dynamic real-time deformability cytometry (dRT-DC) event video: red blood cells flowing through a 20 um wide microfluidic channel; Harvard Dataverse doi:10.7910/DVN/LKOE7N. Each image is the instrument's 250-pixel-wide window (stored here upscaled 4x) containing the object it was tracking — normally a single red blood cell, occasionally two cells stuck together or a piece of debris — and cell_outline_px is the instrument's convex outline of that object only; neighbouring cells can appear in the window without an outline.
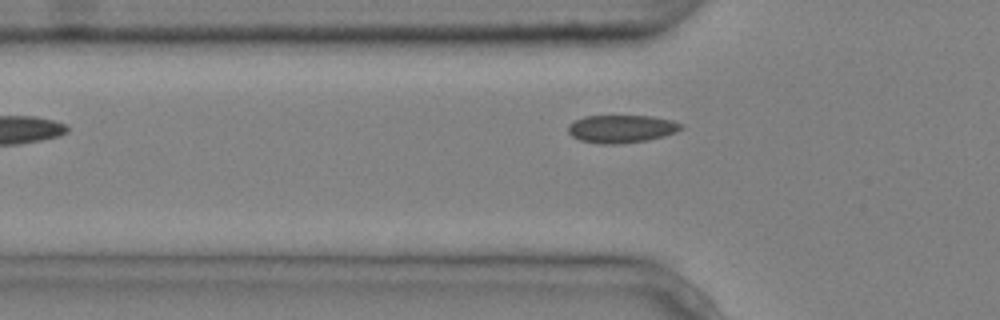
{"species": "common noctule bat (a hibernating species)", "species_latin": "Nyctalus noctula", "temperature_condition": "cold", "stored_images_in_passage": 5, "camera_frame_rate_fps": 3000, "um_per_image_px": 0.085, "animal": {"sex": "male", "body_mass_g": 20.4}, "frame": {"image": 1, "passage_image": 5, "time_ms": 1.333, "image_size_px": [1000, 320], "cell_outline_px": [[684, 128], [676, 132], [664, 136], [648, 140], [620, 144], [600, 144], [580, 140], [572, 136], [568, 132], [568, 124], [584, 116], [652, 116], [672, 120], [684, 124]], "centroid_in_image_um": [52.85, 10.95], "position_along_channel_um": 72.9, "area_um2": 18.5}}